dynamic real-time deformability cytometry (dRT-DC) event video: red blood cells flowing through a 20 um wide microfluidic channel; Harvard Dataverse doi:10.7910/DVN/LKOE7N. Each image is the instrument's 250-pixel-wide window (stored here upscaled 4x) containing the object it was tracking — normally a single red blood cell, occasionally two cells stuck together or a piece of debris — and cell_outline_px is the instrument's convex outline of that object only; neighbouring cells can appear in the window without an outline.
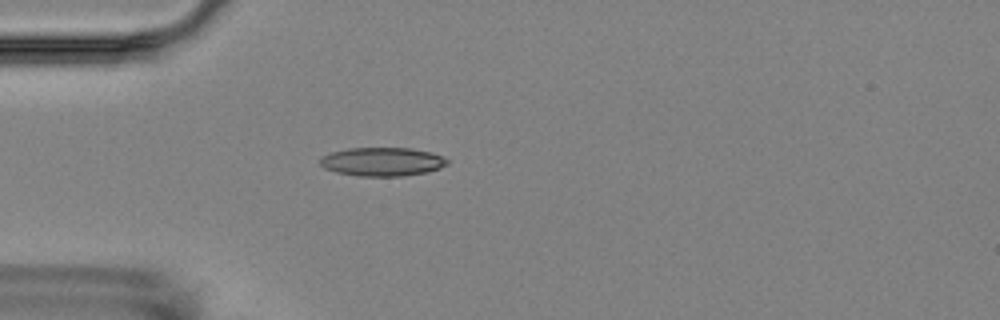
{"species": "Egyptian fruit bat (a non-hibernating species)", "species_latin": "Rousettus aegyptiacus", "temperature_condition": "room temperature", "stored_images_in_passage": 2, "camera_frame_rate_fps": 3000, "um_per_image_px": 0.085, "animal": {"sex": "female"}, "frame": {"image": 1, "passage_image": 2, "time_ms": 1.333, "image_size_px": [1000, 320], "cell_outline_px": [[448, 164], [440, 168], [424, 172], [404, 176], [356, 176], [336, 172], [324, 168], [320, 164], [320, 156], [332, 152], [348, 148], [412, 148], [432, 152], [444, 156], [448, 160]], "centroid_in_image_um": [32.49, 13.74], "position_along_channel_um": 52.5, "area_um2": 21.39}}